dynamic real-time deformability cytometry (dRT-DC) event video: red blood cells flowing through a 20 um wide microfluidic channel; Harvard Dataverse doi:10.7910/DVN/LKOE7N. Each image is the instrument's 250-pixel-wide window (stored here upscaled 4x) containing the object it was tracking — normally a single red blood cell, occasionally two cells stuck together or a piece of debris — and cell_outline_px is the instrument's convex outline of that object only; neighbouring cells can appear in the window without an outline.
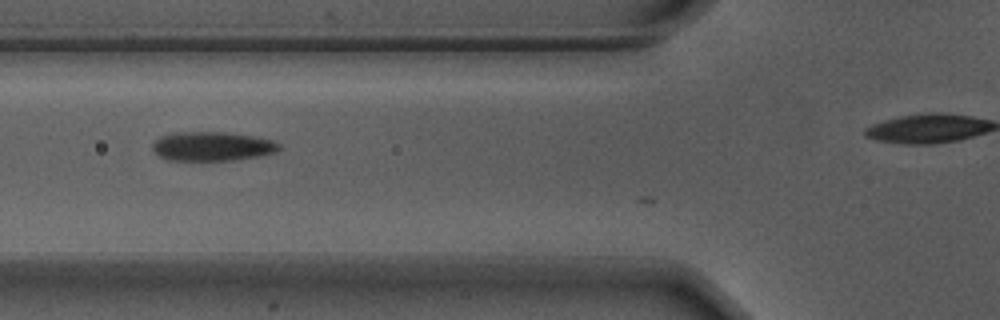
{"species": "Egyptian fruit bat (a non-hibernating species)", "species_latin": "Rousettus aegyptiacus", "temperature_condition": "warm", "stored_images_in_passage": 8, "camera_frame_rate_fps": 3000, "um_per_image_px": 0.085, "animal": {"sex": "male"}, "frame": {"image": 1, "passage_image": 2, "time_ms": 0.333, "image_size_px": [1000, 320], "cell_outline_px": [[284, 148], [276, 152], [260, 156], [232, 160], [168, 160], [160, 156], [152, 148], [152, 144], [160, 136], [176, 132], [224, 132], [252, 136], [272, 140], [280, 144]], "centroid_in_image_um": [18.07, 12.43], "position_along_channel_um": 107.7, "area_um2": 21.5}}
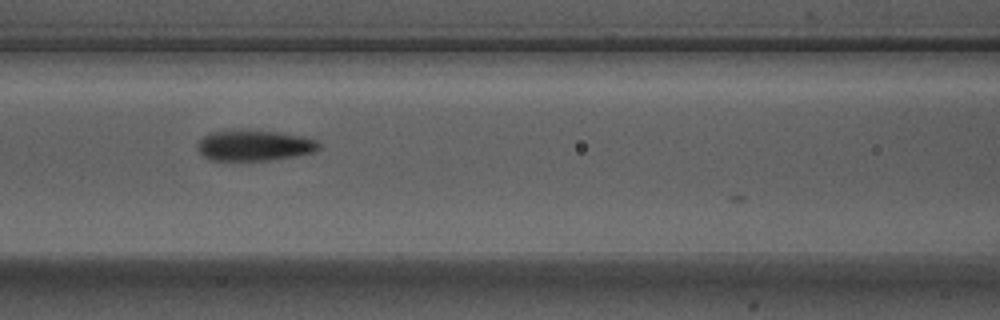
{"frame": {"image": 2, "passage_image": 5, "time_ms": 1.333, "image_size_px": [1000, 320], "cell_outline_px": [[320, 148], [312, 152], [296, 156], [268, 160], [212, 160], [204, 156], [200, 152], [200, 140], [204, 136], [212, 132], [276, 132], [300, 136], [316, 140], [320, 144]], "centroid_in_image_um": [21.67, 12.4], "position_along_channel_um": 144.9, "area_um2": 20.69}}